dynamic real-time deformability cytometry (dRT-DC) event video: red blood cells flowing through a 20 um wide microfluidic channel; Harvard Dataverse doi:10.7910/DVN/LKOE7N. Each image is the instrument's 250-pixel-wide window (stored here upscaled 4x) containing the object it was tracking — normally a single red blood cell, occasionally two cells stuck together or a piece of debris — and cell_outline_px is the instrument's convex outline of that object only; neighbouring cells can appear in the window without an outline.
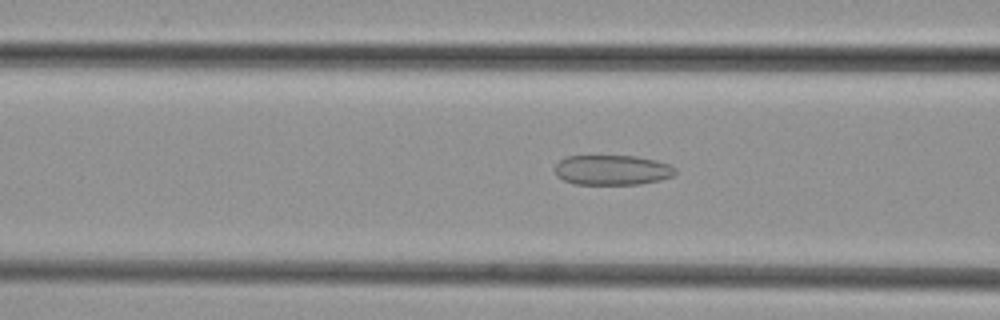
{"species": "common noctule bat (a hibernating species)", "species_latin": "Nyctalus noctula", "temperature_condition": "cold", "stored_images_in_passage": 12, "camera_frame_rate_fps": 3000, "um_per_image_px": 0.085, "animal": {"sex": "female", "body_mass_g": 29.2, "forearm_length_mm": 56.3}, "frame": {"image": 1, "passage_image": 12, "time_ms": 3.667, "image_size_px": [1000, 320], "cell_outline_px": [[676, 172], [672, 176], [660, 180], [640, 184], [576, 184], [564, 180], [556, 176], [556, 164], [564, 156], [636, 156], [656, 160], [668, 164], [676, 168]], "centroid_in_image_um": [52.04, 14.45], "position_along_channel_um": 114.6, "area_um2": 21.04}}